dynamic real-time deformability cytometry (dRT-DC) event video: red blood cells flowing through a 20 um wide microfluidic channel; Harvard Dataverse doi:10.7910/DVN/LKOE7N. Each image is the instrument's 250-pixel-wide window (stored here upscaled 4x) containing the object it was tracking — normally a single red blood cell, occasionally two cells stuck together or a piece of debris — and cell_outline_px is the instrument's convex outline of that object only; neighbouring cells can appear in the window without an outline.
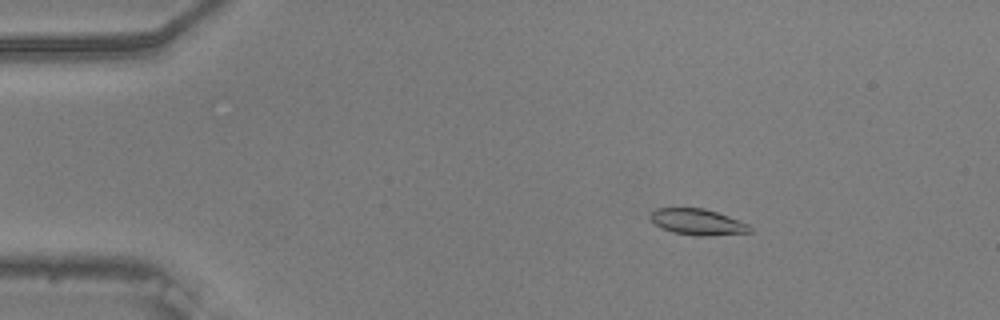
{"species": "common noctule bat (a hibernating species)", "species_latin": "Nyctalus noctula", "temperature_condition": "warm", "stored_images_in_passage": 55, "camera_frame_rate_fps": 3000, "um_per_image_px": 0.085, "animal": {"sex": "male", "body_mass_g": 20.5, "forearm_length_mm": 52.5}, "frame": {"image": 1, "passage_image": 9, "time_ms": 2.667, "image_size_px": [1000, 320], "cell_outline_px": [[752, 232], [708, 236], [696, 236], [672, 232], [656, 224], [648, 216], [656, 208], [704, 208], [728, 216], [748, 224], [752, 228]], "centroid_in_image_um": [59.31, 18.87], "position_along_channel_um": 25.7, "area_um2": 15.03}}
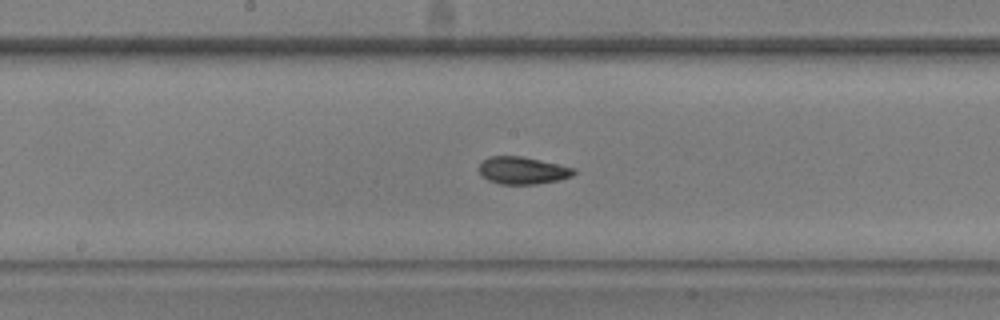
{"frame": {"image": 2, "passage_image": 29, "time_ms": 9.333, "image_size_px": [1000, 320], "cell_outline_px": [[576, 172], [572, 176], [560, 180], [536, 184], [500, 184], [488, 180], [480, 172], [480, 164], [488, 156], [520, 156], [576, 168]], "centroid_in_image_um": [44.45, 14.49], "position_along_channel_um": 203.7, "area_um2": 14.97}}
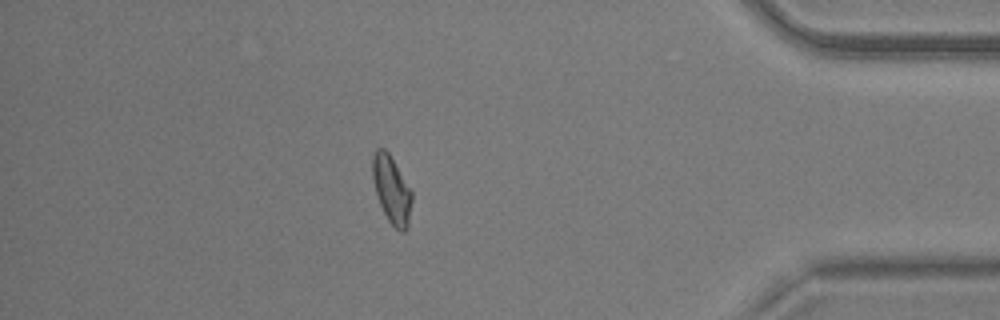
{"frame": {"image": 3, "passage_image": 48, "time_ms": 15.667, "image_size_px": [1000, 320], "cell_outline_px": [[412, 200], [408, 228], [404, 232], [400, 232], [388, 220], [380, 204], [372, 180], [372, 156], [376, 148], [384, 148], [388, 152], [412, 192]], "centroid_in_image_um": [33.28, 16.13], "position_along_channel_um": 401.9, "area_um2": 15.37}, "authors_computed_cell_mechanics": {"area_um2": 15.2014, "velocity_mm_per_s": 3.7357, "shape_relaxation_time_tau1_ms": 3.4283, "shape_relaxation_time_tau2_ms": 2.1273, "deformation_change_tau1": 0.1326, "deformation_change_tau2": 0.062}}